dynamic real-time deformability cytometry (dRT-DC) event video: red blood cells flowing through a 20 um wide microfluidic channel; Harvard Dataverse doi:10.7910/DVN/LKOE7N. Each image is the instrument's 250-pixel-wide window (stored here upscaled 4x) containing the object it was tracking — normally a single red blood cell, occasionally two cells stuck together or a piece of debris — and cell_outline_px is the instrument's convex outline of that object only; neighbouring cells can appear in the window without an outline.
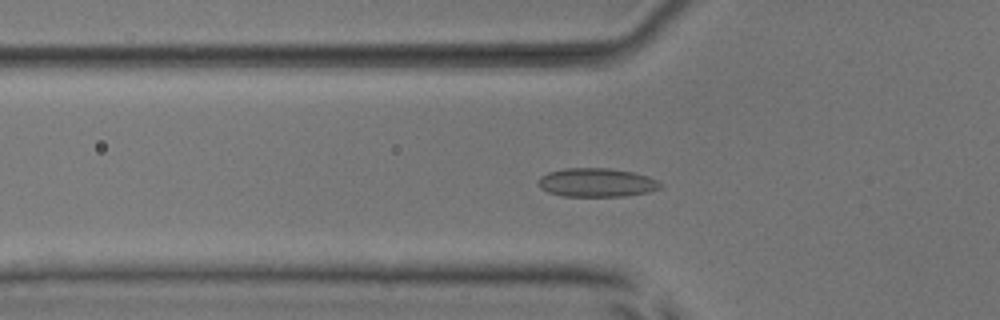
{"species": "common noctule bat (a hibernating species)", "species_latin": "Nyctalus noctula", "temperature_condition": "room temperature", "stored_images_in_passage": 52, "camera_frame_rate_fps": 3000, "um_per_image_px": 0.085, "animal": {"sex": "male", "body_mass_g": 17.9, "forearm_length_mm": 54.2}, "frame": {"image": 1, "passage_image": 18, "time_ms": 5.667, "image_size_px": [1000, 320], "cell_outline_px": [[664, 184], [660, 188], [648, 192], [624, 196], [564, 196], [548, 192], [540, 188], [540, 176], [548, 172], [564, 168], [608, 168], [632, 172], [648, 176]], "centroid_in_image_um": [50.73, 15.51], "position_along_channel_um": 75.1, "area_um2": 20.35}}
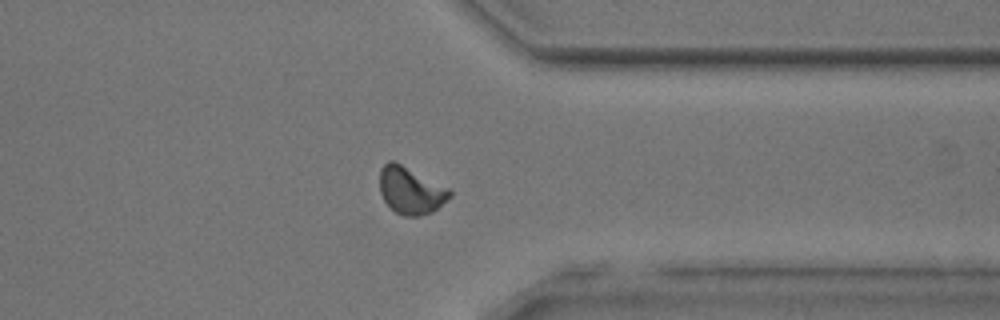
{"frame": {"image": 2, "passage_image": 41, "time_ms": 13.333, "image_size_px": [1000, 320], "cell_outline_px": [[452, 196], [432, 212], [420, 216], [404, 216], [396, 212], [384, 200], [380, 192], [380, 168], [388, 160], [392, 160], [448, 188], [452, 192]], "centroid_in_image_um": [34.9, 16.2], "position_along_channel_um": 376.5, "area_um2": 18.9}}
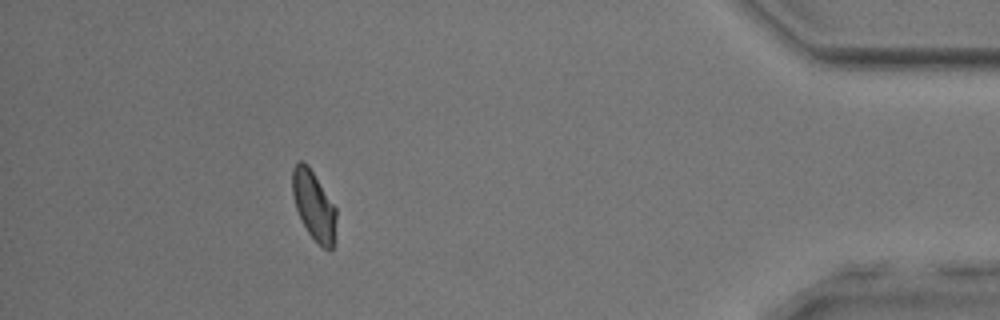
{"frame": {"image": 3, "passage_image": 47, "time_ms": 15.333, "image_size_px": [1000, 320], "cell_outline_px": [[336, 220], [332, 248], [328, 252], [308, 232], [296, 208], [292, 196], [292, 168], [300, 160], [308, 164], [336, 208]], "centroid_in_image_um": [26.66, 17.43], "position_along_channel_um": 408.5, "area_um2": 17.4}, "authors_computed_cell_mechanics": {"area_um2": 18.6405, "velocity_mm_per_s": 3.9707, "shape_relaxation_time_tau1_ms": 11.1203, "shape_relaxation_time_tau2_ms": 1.2324, "deformation_change_tau1": 0.1455, "deformation_change_tau2": 0.0588}}